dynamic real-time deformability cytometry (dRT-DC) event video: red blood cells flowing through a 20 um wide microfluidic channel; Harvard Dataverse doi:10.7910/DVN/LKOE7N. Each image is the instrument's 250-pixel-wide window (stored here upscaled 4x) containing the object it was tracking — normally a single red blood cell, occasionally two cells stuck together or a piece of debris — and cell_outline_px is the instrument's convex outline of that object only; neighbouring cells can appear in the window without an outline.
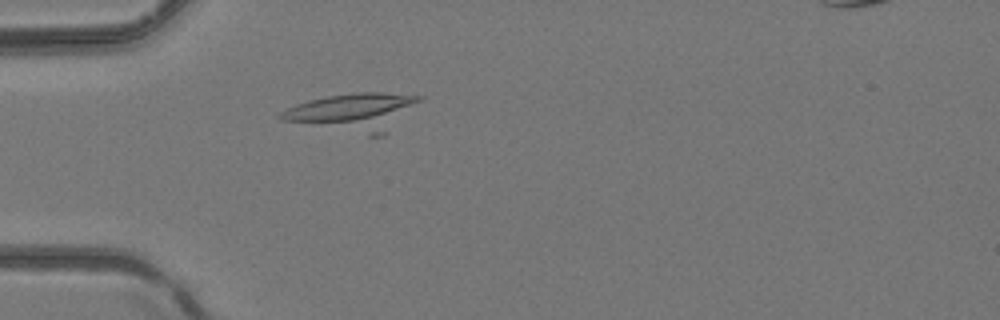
{"species": "common noctule bat (a hibernating species)", "species_latin": "Nyctalus noctula", "temperature_condition": "room temperature", "stored_images_in_passage": 3, "camera_frame_rate_fps": 3000, "um_per_image_px": 0.085, "animal": {"sex": "female", "body_mass_g": 24.6, "forearm_length_mm": 56.2}, "frame": {"image": 1, "passage_image": 3, "time_ms": 0.667, "image_size_px": [1000, 320], "cell_outline_px": [[424, 96], [384, 136], [368, 136], [280, 120], [276, 116], [280, 112], [296, 104], [308, 100], [328, 96], [356, 92], [384, 92]], "centroid_in_image_um": [30.02, 9.53], "position_along_channel_um": 55.0, "area_um2": 30.46}}